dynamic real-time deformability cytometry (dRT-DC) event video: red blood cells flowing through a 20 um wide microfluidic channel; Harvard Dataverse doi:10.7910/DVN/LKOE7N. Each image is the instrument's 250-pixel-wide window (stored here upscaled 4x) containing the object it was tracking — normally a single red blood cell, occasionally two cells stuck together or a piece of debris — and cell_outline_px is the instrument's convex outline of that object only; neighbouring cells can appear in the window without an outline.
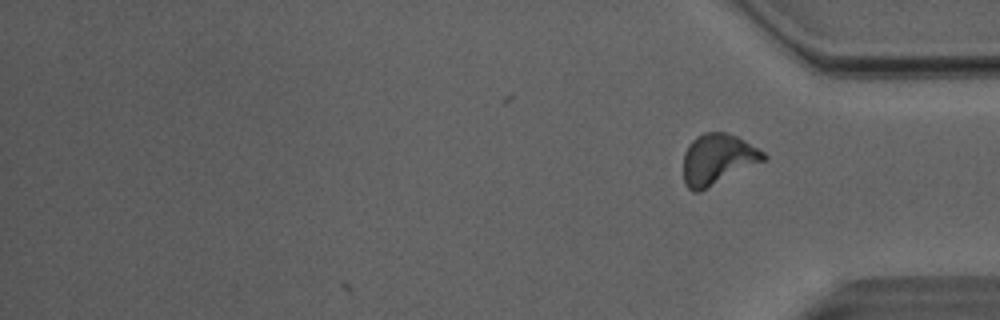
{"species": "Egyptian fruit bat (a non-hibernating species)", "species_latin": "Rousettus aegyptiacus", "temperature_condition": "room temperature", "stored_images_in_passage": 29, "camera_frame_rate_fps": 3000, "um_per_image_px": 0.085, "animal": {"sex": "male"}, "frame": {"image": 1, "passage_image": 29, "time_ms": 9.333, "image_size_px": [1000, 320], "cell_outline_px": [[768, 156], [764, 160], [700, 192], [692, 192], [684, 184], [684, 152], [688, 144], [696, 136], [704, 132], [724, 132], [736, 136], [744, 140], [764, 152]], "centroid_in_image_um": [60.96, 13.54], "position_along_channel_um": 374.2, "area_um2": 23.58}, "authors_computed_cell_mechanics": {"area_um2": 22.7154, "velocity_mm_per_s": 4.0368, "shape_relaxation_time_tau1_ms": 10.3564, "shape_relaxation_time_tau2_ms": 1.6083, "deformation_change_tau1": 0.2538, "deformation_change_tau2": 0.0822}}